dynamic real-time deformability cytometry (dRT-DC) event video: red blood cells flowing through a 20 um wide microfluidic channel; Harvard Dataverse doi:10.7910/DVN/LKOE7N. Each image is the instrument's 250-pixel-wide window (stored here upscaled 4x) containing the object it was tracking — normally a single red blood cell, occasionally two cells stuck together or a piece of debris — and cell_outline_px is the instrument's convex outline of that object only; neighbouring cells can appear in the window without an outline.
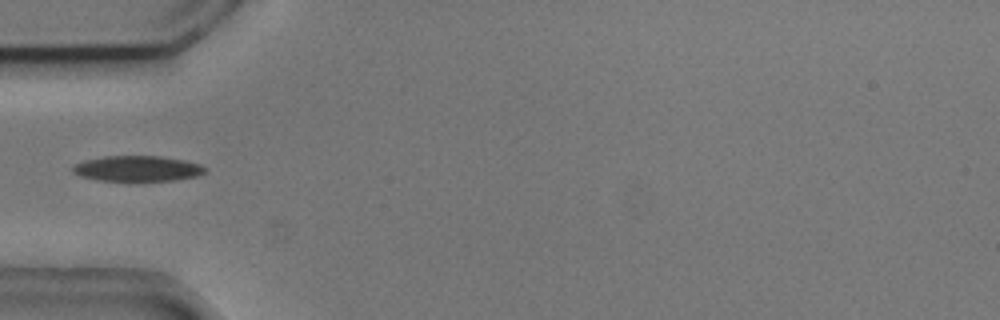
{"species": "common noctule bat (a hibernating species)", "species_latin": "Nyctalus noctula", "temperature_condition": "cold", "stored_images_in_passage": 1, "camera_frame_rate_fps": 3000, "um_per_image_px": 0.085, "animal": {"sex": "male", "body_mass_g": 20.5, "forearm_length_mm": 52.5}, "frame": {"image": 1, "passage_image": 1, "time_ms": 0.0, "image_size_px": [1000, 320], "cell_outline_px": [[208, 168], [204, 172], [196, 176], [172, 180], [96, 180], [80, 176], [72, 172], [72, 164], [84, 160], [104, 156], [160, 156], [184, 160], [200, 164]], "centroid_in_image_um": [11.63, 14.31], "position_along_channel_um": 73.4, "area_um2": 19.59}}